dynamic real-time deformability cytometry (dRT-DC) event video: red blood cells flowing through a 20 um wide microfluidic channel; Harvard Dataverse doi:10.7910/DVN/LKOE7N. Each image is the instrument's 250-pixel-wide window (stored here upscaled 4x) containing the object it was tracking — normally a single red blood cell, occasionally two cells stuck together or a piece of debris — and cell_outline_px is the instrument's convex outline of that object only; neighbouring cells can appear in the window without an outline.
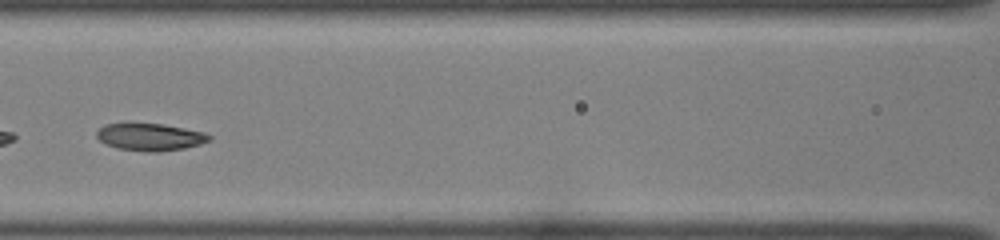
{"species": "common noctule bat (a hibernating species)", "species_latin": "Nyctalus noctula", "temperature_condition": "room temperature", "stored_images_in_passage": 23, "camera_frame_rate_fps": 3000, "um_per_image_px": 0.085, "animal": {"sex": "female", "body_mass_g": 22.0, "forearm_length_mm": 56.7}, "frame": {"image": 1, "passage_image": 14, "time_ms": 4.333, "image_size_px": [1000, 240], "cell_outline_px": [[212, 140], [200, 144], [184, 148], [160, 152], [144, 152], [116, 148], [104, 144], [96, 136], [96, 132], [104, 124], [160, 124], [184, 128], [204, 132], [212, 136]], "centroid_in_image_um": [12.76, 11.66], "position_along_channel_um": 153.8, "area_um2": 17.92}}
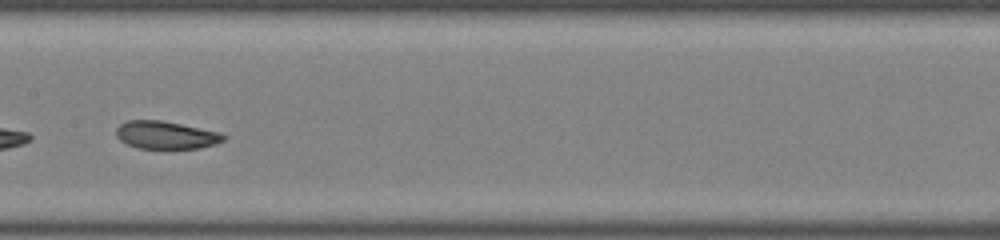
{"frame": {"image": 2, "passage_image": 17, "time_ms": 5.333, "image_size_px": [1000, 240], "cell_outline_px": [[228, 136], [224, 140], [216, 144], [200, 148], [140, 148], [128, 144], [120, 140], [116, 136], [116, 128], [120, 124], [128, 120], [160, 120], [220, 132]], "centroid_in_image_um": [14.12, 11.47], "position_along_channel_um": 193.3, "area_um2": 17.28}}
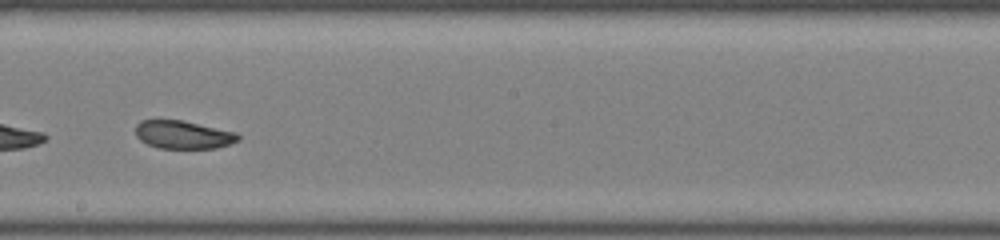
{"frame": {"image": 3, "passage_image": 20, "time_ms": 6.333, "image_size_px": [1000, 240], "cell_outline_px": [[240, 140], [216, 148], [156, 148], [140, 140], [136, 136], [136, 124], [140, 120], [184, 120], [236, 132], [240, 136]], "centroid_in_image_um": [15.56, 11.44], "position_along_channel_um": 232.6, "area_um2": 16.88}}